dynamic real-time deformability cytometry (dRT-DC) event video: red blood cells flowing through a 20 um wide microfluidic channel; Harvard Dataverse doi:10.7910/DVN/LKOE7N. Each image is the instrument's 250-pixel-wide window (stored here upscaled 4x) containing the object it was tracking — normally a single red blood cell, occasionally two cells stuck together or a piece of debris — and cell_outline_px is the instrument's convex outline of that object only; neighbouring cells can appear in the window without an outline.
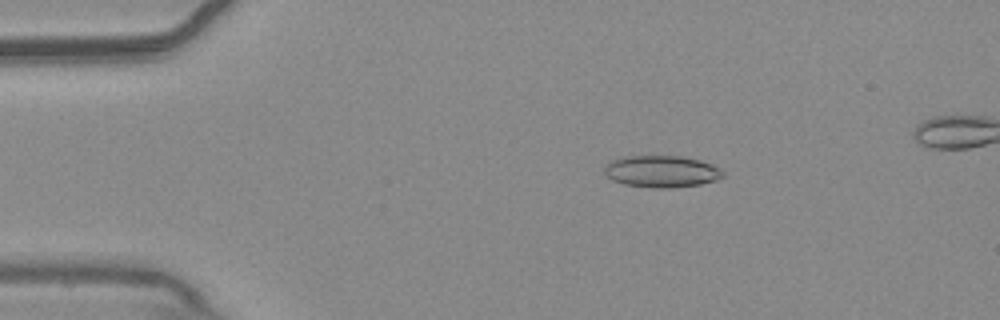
{"species": "common noctule bat (a hibernating species)", "species_latin": "Nyctalus noctula", "temperature_condition": "warm", "stored_images_in_passage": 52, "camera_frame_rate_fps": 3000, "um_per_image_px": 0.085, "animal": {"sex": "male", "body_mass_g": 20.4}, "frame": {"image": 1, "passage_image": 10, "time_ms": 3.0, "image_size_px": [1000, 320], "cell_outline_px": [[724, 176], [716, 180], [700, 184], [672, 188], [652, 188], [624, 184], [612, 180], [604, 172], [604, 164], [612, 160], [624, 156], [680, 156], [700, 160], [712, 164], [720, 168], [724, 172]], "centroid_in_image_um": [56.23, 14.57], "position_along_channel_um": 28.8, "area_um2": 22.14}}
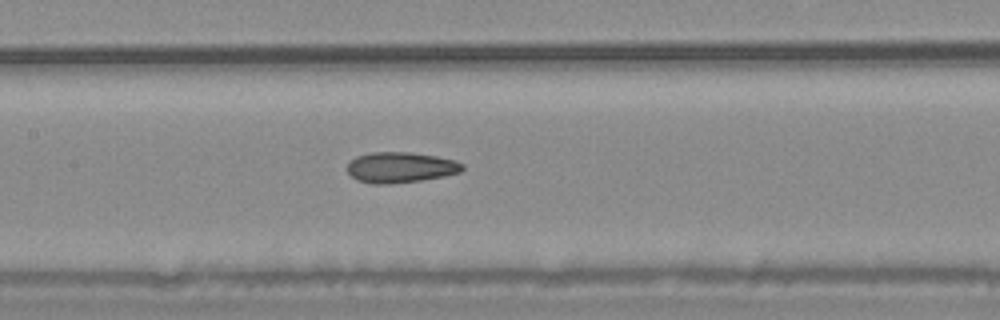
{"frame": {"image": 2, "passage_image": 26, "time_ms": 8.333, "image_size_px": [1000, 320], "cell_outline_px": [[464, 168], [460, 172], [444, 176], [420, 180], [384, 184], [372, 184], [356, 180], [348, 172], [348, 164], [356, 156], [372, 152], [412, 152], [436, 156], [456, 160], [464, 164]], "centroid_in_image_um": [34.06, 14.22], "position_along_channel_um": 173.3, "area_um2": 20.52}}
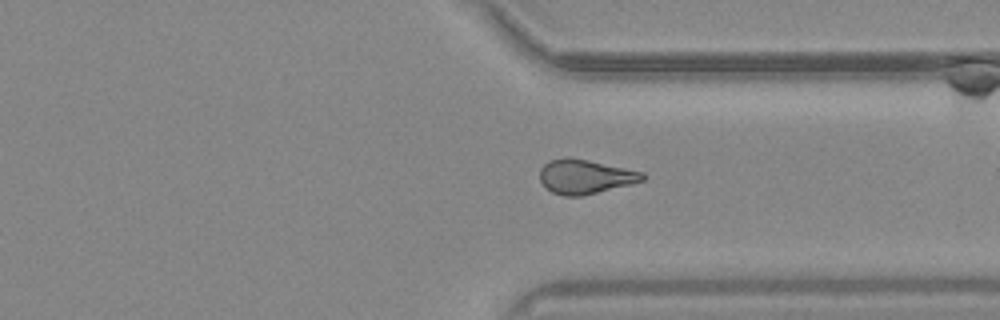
{"frame": {"image": 3, "passage_image": 41, "time_ms": 13.333, "image_size_px": [1000, 320], "cell_outline_px": [[648, 176], [644, 180], [632, 184], [580, 196], [564, 196], [552, 192], [544, 188], [540, 180], [540, 168], [548, 160], [564, 156], [568, 156], [588, 160], [644, 172]], "centroid_in_image_um": [49.72, 15.0], "position_along_channel_um": 361.7, "area_um2": 20.81}}